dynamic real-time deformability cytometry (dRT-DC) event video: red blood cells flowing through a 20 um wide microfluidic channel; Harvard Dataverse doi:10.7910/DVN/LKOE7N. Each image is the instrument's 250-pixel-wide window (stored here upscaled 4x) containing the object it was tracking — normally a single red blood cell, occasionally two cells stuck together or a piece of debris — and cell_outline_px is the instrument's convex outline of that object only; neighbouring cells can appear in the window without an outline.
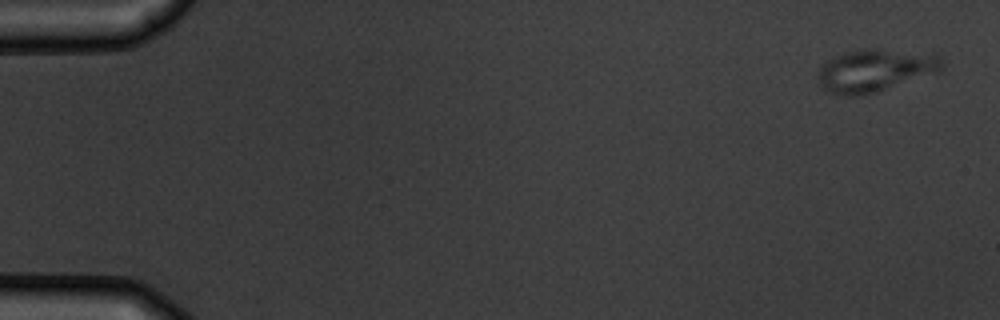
{"species": "common noctule bat (a hibernating species)", "species_latin": "Nyctalus noctula", "temperature_condition": "warm", "stored_images_in_passage": 4, "camera_frame_rate_fps": 3000, "um_per_image_px": 0.085, "animal": {"sex": "male", "body_mass_g": 19.5, "forearm_length_mm": 54.6}, "frame": {"image": 1, "passage_image": 1, "time_ms": 0.0, "image_size_px": [1000, 320], "cell_outline_px": [[944, 64], [940, 72], [876, 92], [856, 96], [844, 96], [828, 92], [820, 84], [816, 72], [828, 60], [836, 56], [848, 52], [864, 48], [936, 52], [940, 56]], "centroid_in_image_um": [74.45, 5.97], "position_along_channel_um": 10.5, "area_um2": 31.15}}